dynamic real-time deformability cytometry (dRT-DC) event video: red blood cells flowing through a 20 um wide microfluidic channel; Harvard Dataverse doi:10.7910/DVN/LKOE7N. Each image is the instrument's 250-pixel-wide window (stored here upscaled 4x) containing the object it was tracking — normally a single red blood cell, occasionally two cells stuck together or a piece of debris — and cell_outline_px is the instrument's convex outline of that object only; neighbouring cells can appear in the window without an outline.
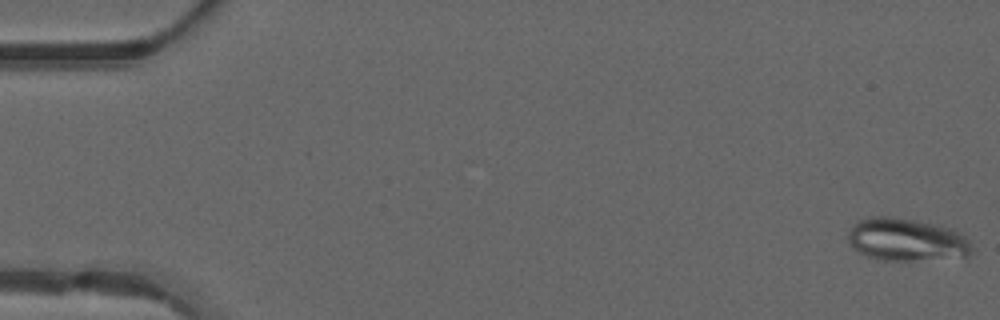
{"species": "common noctule bat (a hibernating species)", "species_latin": "Nyctalus noctula", "temperature_condition": "warm", "stored_images_in_passage": 9, "camera_frame_rate_fps": 3000, "um_per_image_px": 0.085, "animal": {"sex": "male", "forearm_length_mm": 52.5}, "frame": {"image": 1, "passage_image": 1, "time_ms": 0.0, "image_size_px": [1000, 320], "cell_outline_px": [[976, 248], [968, 256], [908, 260], [880, 260], [868, 256], [860, 252], [848, 240], [848, 232], [852, 224], [860, 220], [872, 216], [888, 216], [916, 220], [940, 224], [952, 228], [960, 232]], "centroid_in_image_um": [77.1, 20.35], "position_along_channel_um": 7.9, "area_um2": 30.87}}